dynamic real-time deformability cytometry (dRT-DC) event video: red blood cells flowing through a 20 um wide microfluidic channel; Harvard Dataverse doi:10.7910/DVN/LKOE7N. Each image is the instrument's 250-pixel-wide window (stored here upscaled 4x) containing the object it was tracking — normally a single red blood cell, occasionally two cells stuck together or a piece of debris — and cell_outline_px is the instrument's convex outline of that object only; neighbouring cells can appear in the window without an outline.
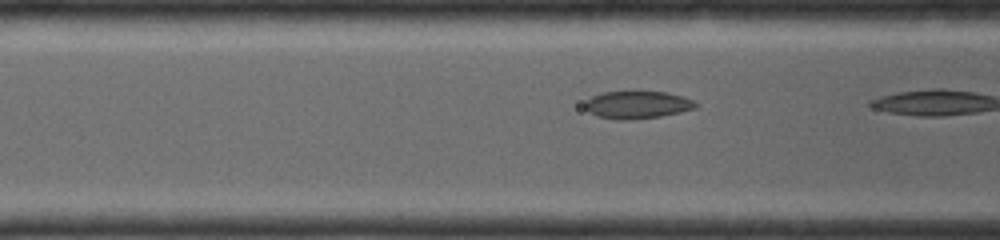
{"species": "common noctule bat (a hibernating species)", "species_latin": "Nyctalus noctula", "temperature_condition": "room temperature", "stored_images_in_passage": 11, "camera_frame_rate_fps": 4000, "um_per_image_px": 0.085, "animal": {"sex": "female", "body_mass_g": 19.0, "forearm_length_mm": 56.7}, "frame": {"image": 1, "passage_image": 7, "time_ms": 1.25, "image_size_px": [1000, 240], "cell_outline_px": [[700, 104], [696, 108], [680, 112], [660, 116], [628, 120], [616, 120], [596, 116], [588, 112], [584, 108], [584, 104], [592, 96], [604, 92], [668, 92], [692, 100]], "centroid_in_image_um": [54.15, 8.92], "position_along_channel_um": 112.4, "area_um2": 17.74}}